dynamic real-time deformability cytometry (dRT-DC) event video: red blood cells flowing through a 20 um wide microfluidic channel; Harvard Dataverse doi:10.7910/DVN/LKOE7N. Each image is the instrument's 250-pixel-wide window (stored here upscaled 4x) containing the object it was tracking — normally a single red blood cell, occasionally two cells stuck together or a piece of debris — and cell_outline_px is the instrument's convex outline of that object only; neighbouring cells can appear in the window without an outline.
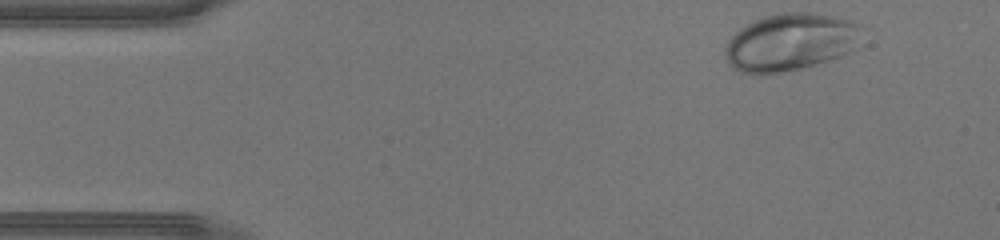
{"species": "human", "species_latin": "Homo sapiens", "temperature_condition": "warm", "stored_images_in_passage": 36, "camera_frame_rate_fps": 3000, "um_per_image_px": 0.085, "donor": {"sex": "male"}, "frame": {"image": 1, "passage_image": 1, "time_ms": 0.0, "image_size_px": [1000, 240], "cell_outline_px": [[860, 24], [856, 48], [852, 52], [828, 60], [800, 68], [776, 72], [740, 72], [732, 68], [724, 52], [724, 48], [728, 40], [740, 28], [764, 16], [784, 12], [816, 12], [848, 20]], "centroid_in_image_um": [67.18, 3.55], "position_along_channel_um": 17.8, "area_um2": 45.08}}
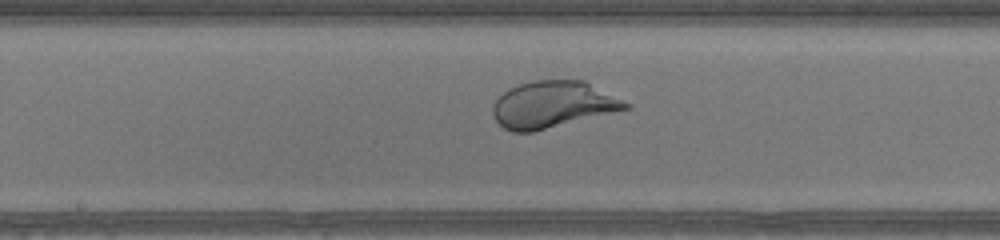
{"frame": {"image": 2, "passage_image": 19, "time_ms": 6.0, "image_size_px": [1000, 240], "cell_outline_px": [[632, 108], [532, 132], [512, 132], [504, 128], [496, 120], [492, 112], [492, 104], [504, 92], [520, 84], [532, 80], [584, 80], [632, 104]], "centroid_in_image_um": [47.01, 8.89], "position_along_channel_um": 201.2, "area_um2": 36.07}}
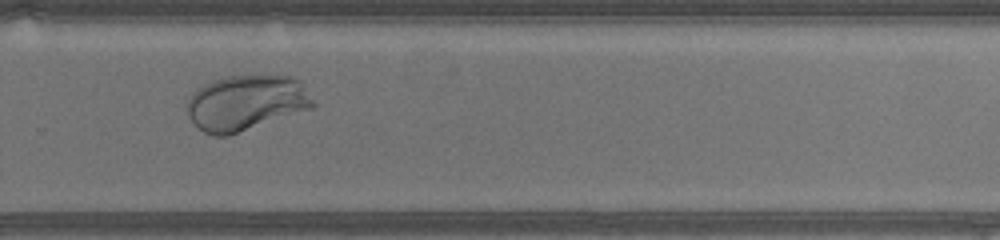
{"frame": {"image": 3, "passage_image": 26, "time_ms": 8.333, "image_size_px": [1000, 240], "cell_outline_px": [[316, 104], [312, 108], [228, 136], [212, 136], [196, 128], [188, 116], [188, 100], [192, 92], [204, 84], [212, 80], [228, 76], [292, 76], [300, 84]], "centroid_in_image_um": [20.86, 8.76], "position_along_channel_um": 308.9, "area_um2": 40.34}}